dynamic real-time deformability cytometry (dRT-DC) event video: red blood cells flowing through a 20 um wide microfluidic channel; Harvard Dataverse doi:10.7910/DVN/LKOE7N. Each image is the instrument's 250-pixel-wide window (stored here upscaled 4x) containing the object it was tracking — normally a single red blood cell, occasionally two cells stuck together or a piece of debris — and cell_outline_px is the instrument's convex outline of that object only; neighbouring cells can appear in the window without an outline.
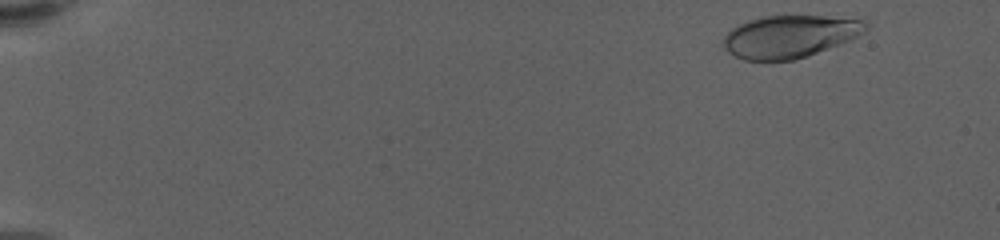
{"species": "human", "species_latin": "Homo sapiens", "temperature_condition": "warm", "stored_images_in_passage": 55, "camera_frame_rate_fps": 3000, "um_per_image_px": 0.085, "donor": {"sex": "female"}, "frame": {"image": 1, "passage_image": 2, "time_ms": 0.333, "image_size_px": [1000, 240], "cell_outline_px": [[868, 32], [848, 40], [816, 52], [792, 60], [744, 60], [728, 52], [724, 48], [720, 40], [732, 28], [748, 20], [764, 16], [824, 16], [864, 20], [868, 24]], "centroid_in_image_um": [67.1, 3.09], "position_along_channel_um": 17.9, "area_um2": 34.97}}
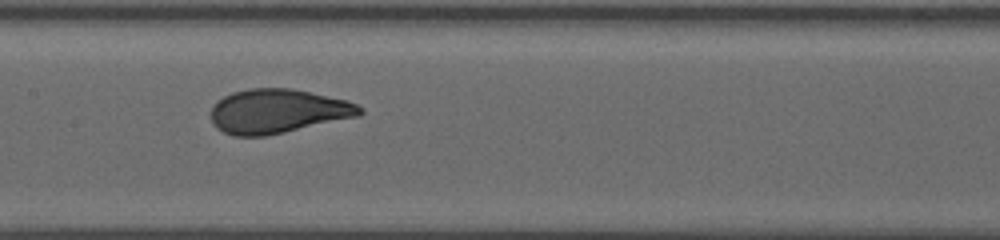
{"frame": {"image": 2, "passage_image": 30, "time_ms": 9.667, "image_size_px": [1000, 240], "cell_outline_px": [[364, 112], [360, 116], [284, 132], [264, 136], [232, 136], [216, 128], [212, 124], [212, 108], [216, 100], [232, 92], [252, 88], [292, 88], [344, 100], [356, 104], [364, 108]], "centroid_in_image_um": [23.59, 9.45], "position_along_channel_um": 183.8, "area_um2": 38.26}}
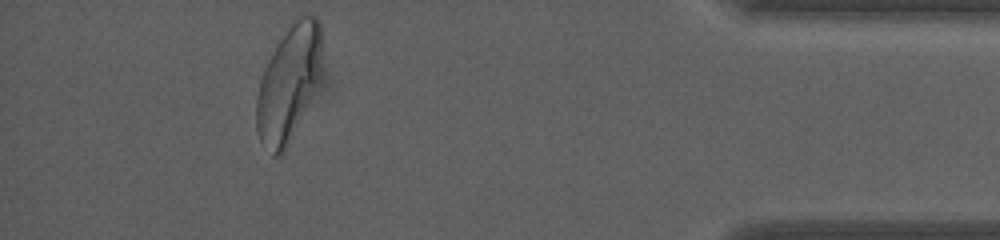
{"frame": {"image": 3, "passage_image": 54, "time_ms": 17.667, "image_size_px": [1000, 240], "cell_outline_px": [[320, 84], [284, 152], [276, 156], [272, 156], [260, 140], [256, 128], [256, 96], [260, 80], [264, 68], [268, 60], [288, 24], [300, 12], [312, 12], [316, 16], [320, 24]], "centroid_in_image_um": [24.54, 7.03], "position_along_channel_um": 410.7, "area_um2": 44.62}, "authors_computed_cell_mechanics": {"area_um2": 37.6856, "velocity_mm_per_s": 3.3842, "shape_relaxation_time_tau1_ms": 4.3668, "shape_relaxation_time_tau2_ms": null, "deformation_change_tau1": 0.1725, "deformation_change_tau2": null}}